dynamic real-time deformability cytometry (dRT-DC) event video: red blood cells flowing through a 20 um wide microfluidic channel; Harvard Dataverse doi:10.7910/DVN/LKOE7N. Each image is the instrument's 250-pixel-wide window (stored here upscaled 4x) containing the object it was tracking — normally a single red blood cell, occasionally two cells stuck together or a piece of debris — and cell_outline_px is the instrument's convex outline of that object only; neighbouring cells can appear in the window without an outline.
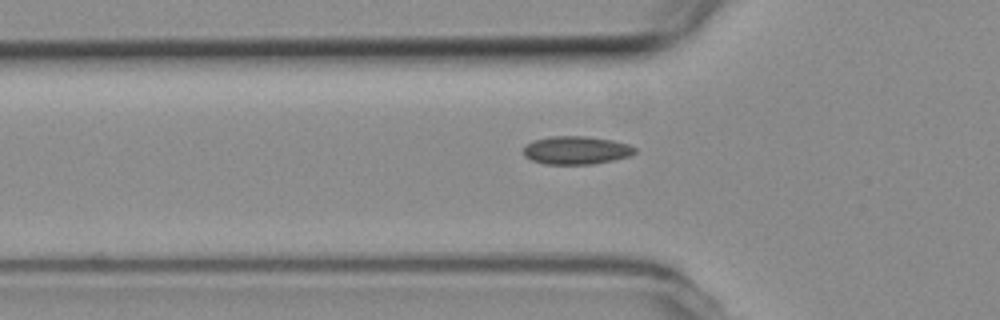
{"species": "common noctule bat (a hibernating species)", "species_latin": "Nyctalus noctula", "temperature_condition": "room temperature", "stored_images_in_passage": 30, "camera_frame_rate_fps": 3000, "um_per_image_px": 0.085, "animal": {"sex": "female", "body_mass_g": 19.3, "forearm_length_mm": 54.1}, "frame": {"image": 1, "passage_image": 4, "time_ms": 1.0, "image_size_px": [1000, 320], "cell_outline_px": [[636, 152], [628, 156], [612, 160], [592, 164], [544, 164], [532, 160], [524, 156], [524, 148], [532, 140], [552, 136], [584, 136], [612, 140], [628, 144], [636, 148]], "centroid_in_image_um": [48.97, 12.77], "position_along_channel_um": 76.8, "area_um2": 18.15}}
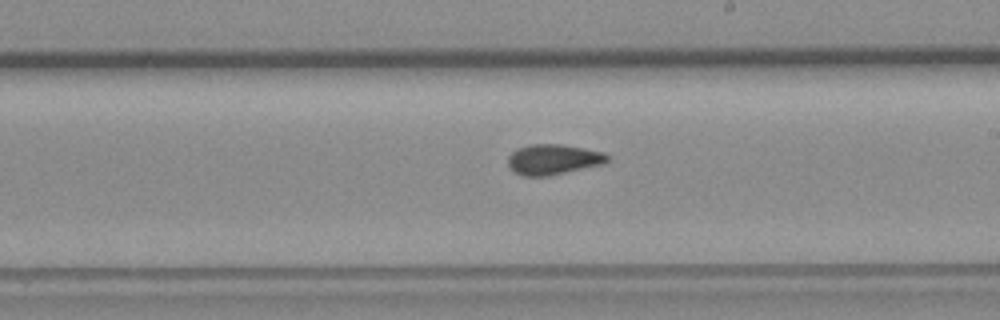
{"frame": {"image": 2, "passage_image": 17, "time_ms": 5.333, "image_size_px": [1000, 320], "cell_outline_px": [[608, 160], [604, 164], [548, 176], [524, 176], [508, 168], [508, 156], [512, 152], [520, 148], [532, 144], [560, 144], [584, 148], [604, 152], [608, 156]], "centroid_in_image_um": [47.03, 13.55], "position_along_channel_um": 242.0, "area_um2": 17.51}}
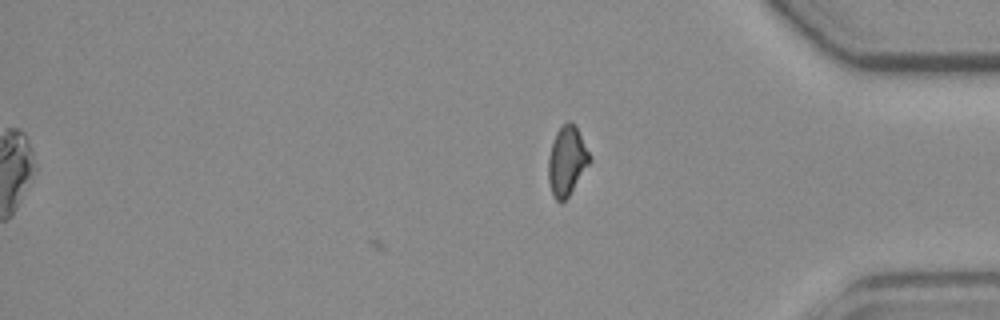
{"frame": {"image": 3, "passage_image": 30, "time_ms": 9.667, "image_size_px": [1000, 320], "cell_outline_px": [[592, 160], [568, 196], [560, 204], [552, 196], [548, 180], [548, 160], [552, 144], [556, 132], [568, 120], [576, 128], [592, 156]], "centroid_in_image_um": [48.18, 13.72], "position_along_channel_um": 387.0, "area_um2": 16.53}, "authors_computed_cell_mechanics": {"area_um2": 17.2822, "velocity_mm_per_s": 3.7958, "shape_relaxation_time_tau1_ms": null, "shape_relaxation_time_tau2_ms": 1.9389, "deformation_change_tau1": null, "deformation_change_tau2": 0.0549}}